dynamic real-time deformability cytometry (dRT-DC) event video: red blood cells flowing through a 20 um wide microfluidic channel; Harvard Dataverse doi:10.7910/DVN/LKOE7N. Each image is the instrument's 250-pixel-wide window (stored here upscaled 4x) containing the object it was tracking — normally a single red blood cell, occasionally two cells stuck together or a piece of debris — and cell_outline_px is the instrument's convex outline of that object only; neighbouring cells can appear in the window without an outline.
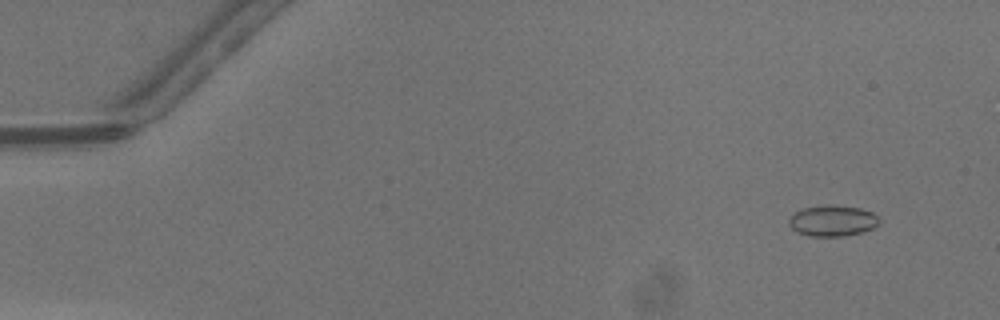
{"species": "common noctule bat (a hibernating species)", "species_latin": "Nyctalus noctula", "temperature_condition": "warm", "stored_images_in_passage": 31, "camera_frame_rate_fps": 3000, "um_per_image_px": 0.085, "animal": {"sex": "male", "body_mass_g": 13.3}, "frame": {"image": 1, "passage_image": 5, "time_ms": 1.333, "image_size_px": [1000, 320], "cell_outline_px": [[880, 224], [872, 228], [860, 232], [840, 236], [808, 236], [792, 228], [788, 224], [788, 220], [796, 212], [804, 208], [860, 208], [872, 212], [880, 220]], "centroid_in_image_um": [70.78, 18.82], "position_along_channel_um": 14.2, "area_um2": 15.26}}
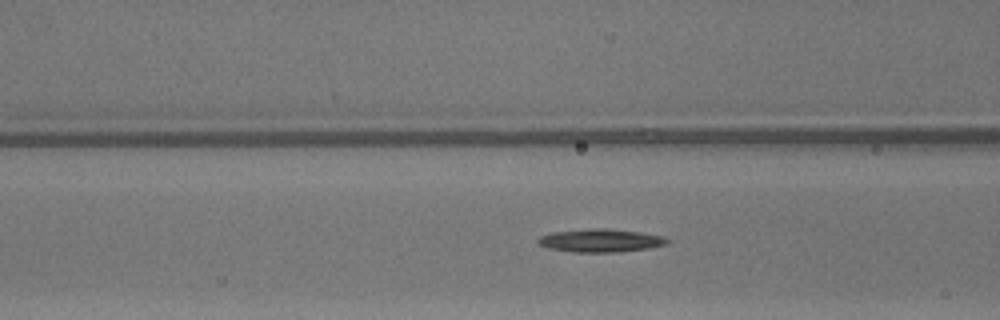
{"frame": {"image": 2, "passage_image": 21, "time_ms": 6.667, "image_size_px": [1000, 320], "cell_outline_px": [[668, 244], [648, 248], [612, 252], [572, 252], [548, 248], [536, 244], [536, 240], [540, 236], [552, 232], [588, 228], [608, 228], [640, 232], [664, 236], [668, 240]], "centroid_in_image_um": [50.99, 20.43], "position_along_channel_um": 115.6, "area_um2": 17.51}}
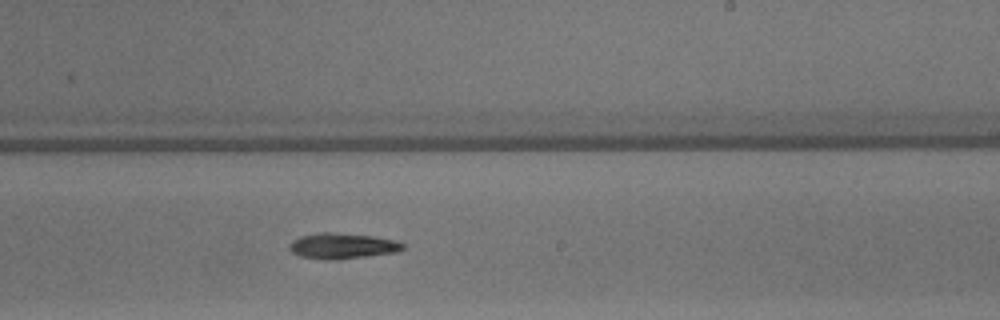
{"frame": {"image": 3, "passage_image": 31, "time_ms": 10.0, "image_size_px": [1000, 320], "cell_outline_px": [[404, 248], [396, 252], [336, 260], [324, 260], [300, 256], [292, 252], [288, 248], [288, 244], [292, 240], [300, 236], [320, 232], [332, 232], [372, 236], [396, 240], [404, 244]], "centroid_in_image_um": [29.06, 20.9], "position_along_channel_um": 259.9, "area_um2": 17.05}}